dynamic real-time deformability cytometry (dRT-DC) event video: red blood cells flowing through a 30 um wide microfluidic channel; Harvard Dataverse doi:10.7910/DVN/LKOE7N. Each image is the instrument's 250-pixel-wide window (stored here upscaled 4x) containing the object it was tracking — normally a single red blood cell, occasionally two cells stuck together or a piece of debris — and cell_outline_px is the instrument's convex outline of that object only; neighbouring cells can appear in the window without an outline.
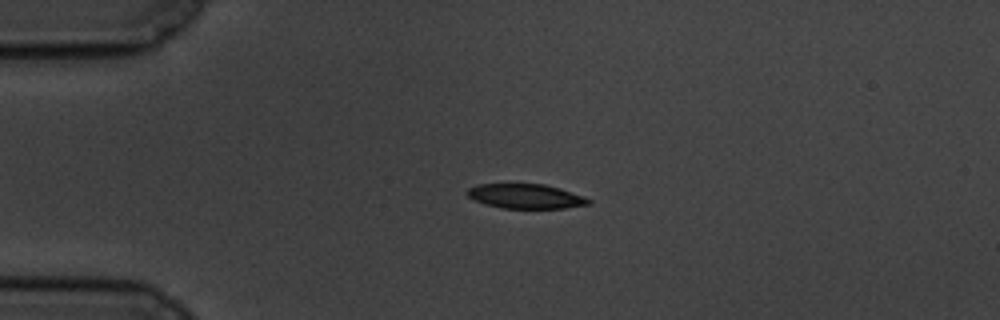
{"species": "common noctule bat (a hibernating species)", "species_latin": "Nyctalus noctula", "temperature_condition": "cold", "stored_images_in_passage": 58, "camera_frame_rate_fps": 3000, "um_per_image_px": 0.085, "animal": {"sex": "male", "body_mass_g": 19.5, "forearm_length_mm": 54.6}, "frame": {"image": 1, "passage_image": 13, "time_ms": 4.0, "image_size_px": [1000, 320], "cell_outline_px": [[592, 204], [564, 208], [504, 208], [484, 204], [468, 196], [468, 188], [480, 184], [544, 184], [560, 188], [584, 196], [592, 200]], "centroid_in_image_um": [44.74, 16.68], "position_along_channel_um": 40.3, "area_um2": 17.28}}
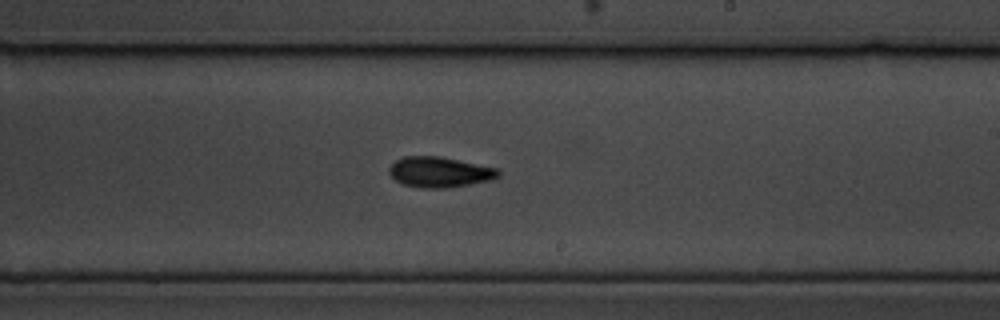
{"frame": {"image": 2, "passage_image": 34, "time_ms": 11.0, "image_size_px": [1000, 320], "cell_outline_px": [[500, 176], [488, 180], [468, 184], [444, 188], [424, 188], [404, 184], [396, 180], [388, 172], [388, 168], [396, 160], [404, 156], [440, 156], [496, 168], [500, 172]], "centroid_in_image_um": [37.33, 14.61], "position_along_channel_um": 251.7, "area_um2": 19.07}}
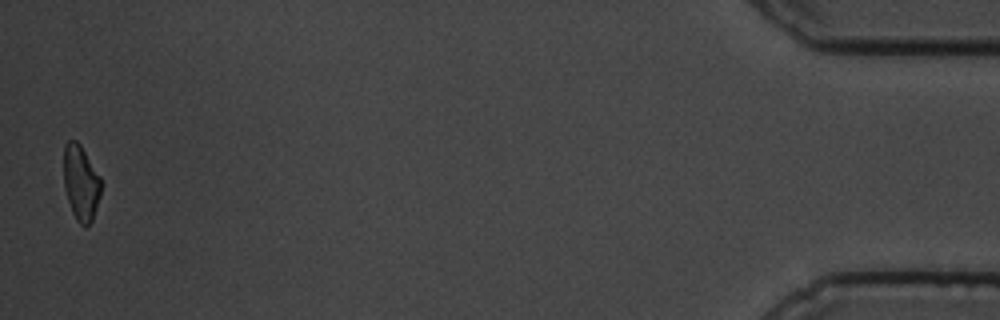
{"frame": {"image": 3, "passage_image": 57, "time_ms": 18.667, "image_size_px": [1000, 320], "cell_outline_px": [[100, 196], [92, 220], [84, 228], [76, 220], [72, 212], [64, 188], [64, 144], [68, 140], [76, 140], [80, 144], [100, 176]], "centroid_in_image_um": [6.86, 15.53], "position_along_channel_um": 428.3, "area_um2": 16.3}, "authors_computed_cell_mechanics": {"area_um2": 18.1203, "velocity_mm_per_s": 3.4425, "shape_relaxation_time_tau1_ms": 2.6365, "shape_relaxation_time_tau2_ms": 4.9036, "deformation_change_tau1": 0.115, "deformation_change_tau2": 0.1188}}